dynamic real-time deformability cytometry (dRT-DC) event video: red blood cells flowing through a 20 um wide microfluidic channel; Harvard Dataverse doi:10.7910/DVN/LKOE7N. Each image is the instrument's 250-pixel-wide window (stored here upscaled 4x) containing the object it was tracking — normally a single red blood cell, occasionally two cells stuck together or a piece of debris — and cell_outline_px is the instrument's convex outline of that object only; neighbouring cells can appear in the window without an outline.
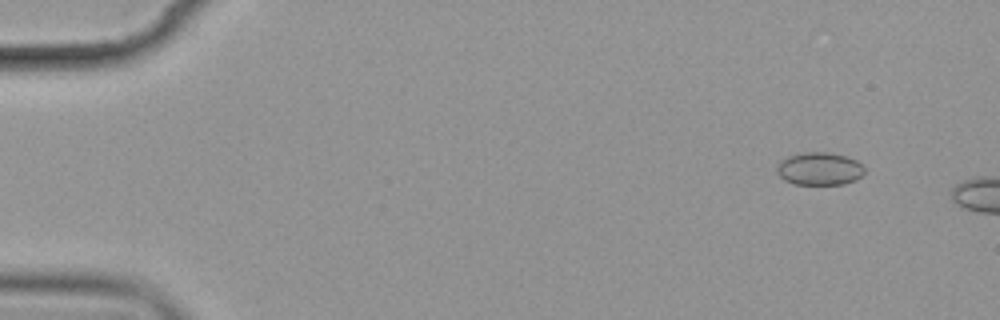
{"species": "common noctule bat (a hibernating species)", "species_latin": "Nyctalus noctula", "temperature_condition": "cold", "stored_images_in_passage": 3, "camera_frame_rate_fps": 3000, "um_per_image_px": 0.085, "animal": {"sex": "female", "body_mass_g": 19.9}, "frame": {"image": 1, "passage_image": 2, "time_ms": 1.333, "image_size_px": [1000, 320], "cell_outline_px": [[864, 172], [856, 180], [844, 184], [792, 184], [784, 180], [776, 172], [776, 164], [780, 160], [788, 156], [804, 152], [828, 152], [844, 156], [856, 160], [864, 168]], "centroid_in_image_um": [69.6, 14.35], "position_along_channel_um": 15.4, "area_um2": 16.82}}